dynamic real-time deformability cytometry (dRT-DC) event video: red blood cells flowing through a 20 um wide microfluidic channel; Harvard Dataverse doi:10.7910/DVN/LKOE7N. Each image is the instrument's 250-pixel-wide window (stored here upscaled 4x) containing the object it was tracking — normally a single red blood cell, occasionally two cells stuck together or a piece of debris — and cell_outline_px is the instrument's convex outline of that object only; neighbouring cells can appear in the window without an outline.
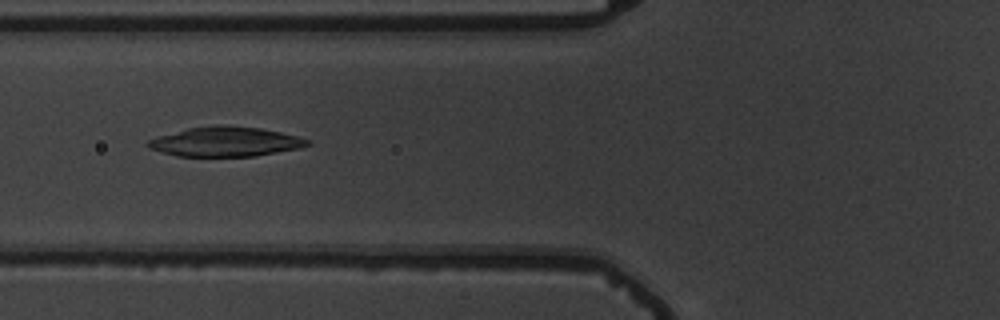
{"species": "common noctule bat (a hibernating species)", "species_latin": "Nyctalus noctula", "temperature_condition": "warm", "stored_images_in_passage": 7, "camera_frame_rate_fps": 3000, "um_per_image_px": 0.085, "animal": {"sex": "male", "body_mass_g": 19.5, "forearm_length_mm": 54.6}, "frame": {"image": 1, "passage_image": 2, "time_ms": 1.0, "image_size_px": [1000, 320], "cell_outline_px": [[312, 144], [300, 148], [256, 156], [176, 156], [148, 148], [144, 144], [148, 140], [156, 136], [188, 128], [212, 124], [220, 124], [260, 128], [280, 132], [296, 136], [308, 140]], "centroid_in_image_um": [19.11, 12.03], "position_along_channel_um": 106.7, "area_um2": 27.74}}
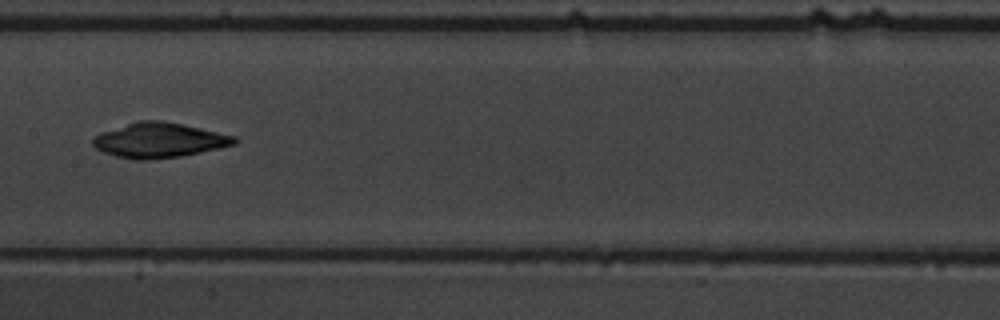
{"frame": {"image": 2, "passage_image": 4, "time_ms": 3.333, "image_size_px": [1000, 320], "cell_outline_px": [[240, 140], [236, 144], [220, 148], [180, 156], [148, 160], [136, 160], [116, 156], [104, 152], [96, 148], [92, 144], [92, 140], [100, 132], [136, 120], [160, 120], [200, 128], [236, 136]], "centroid_in_image_um": [13.53, 11.92], "position_along_channel_um": 193.9, "area_um2": 28.78}}
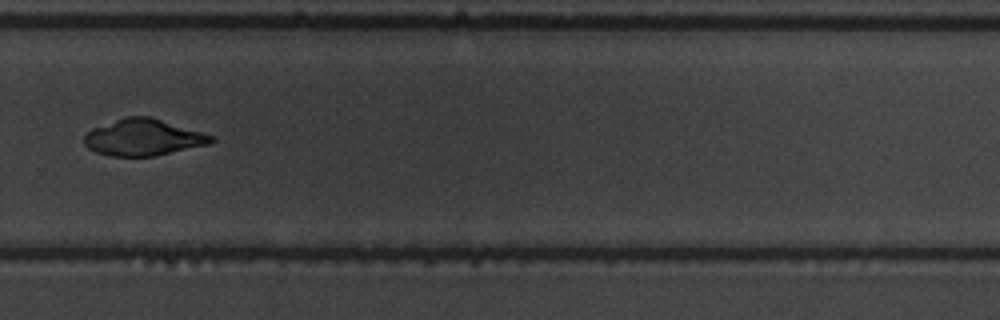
{"frame": {"image": 3, "passage_image": 7, "time_ms": 6.667, "image_size_px": [1000, 320], "cell_outline_px": [[216, 140], [208, 144], [156, 156], [112, 156], [96, 152], [88, 148], [84, 144], [84, 136], [92, 128], [124, 116], [148, 116], [216, 136]], "centroid_in_image_um": [12.18, 11.68], "position_along_channel_um": 317.6, "area_um2": 26.99}}